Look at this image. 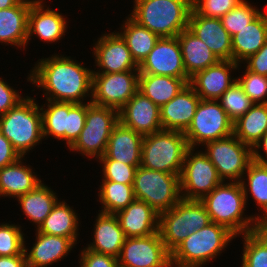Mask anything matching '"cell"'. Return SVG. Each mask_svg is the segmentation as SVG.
Here are the masks:
<instances>
[{
    "label": "cell",
    "instance_id": "obj_1",
    "mask_svg": "<svg viewBox=\"0 0 267 267\" xmlns=\"http://www.w3.org/2000/svg\"><path fill=\"white\" fill-rule=\"evenodd\" d=\"M31 68L27 82L40 88L46 100L85 103L92 98L93 69L73 57L54 52L48 58L38 59Z\"/></svg>",
    "mask_w": 267,
    "mask_h": 267
},
{
    "label": "cell",
    "instance_id": "obj_2",
    "mask_svg": "<svg viewBox=\"0 0 267 267\" xmlns=\"http://www.w3.org/2000/svg\"><path fill=\"white\" fill-rule=\"evenodd\" d=\"M211 222L228 228L236 236L252 232L256 223L254 214L245 215L246 201L241 182L222 181L201 200Z\"/></svg>",
    "mask_w": 267,
    "mask_h": 267
},
{
    "label": "cell",
    "instance_id": "obj_3",
    "mask_svg": "<svg viewBox=\"0 0 267 267\" xmlns=\"http://www.w3.org/2000/svg\"><path fill=\"white\" fill-rule=\"evenodd\" d=\"M129 16L159 37H177L188 28L192 0H133Z\"/></svg>",
    "mask_w": 267,
    "mask_h": 267
},
{
    "label": "cell",
    "instance_id": "obj_4",
    "mask_svg": "<svg viewBox=\"0 0 267 267\" xmlns=\"http://www.w3.org/2000/svg\"><path fill=\"white\" fill-rule=\"evenodd\" d=\"M236 237L225 226L211 222L189 234L171 252V264L180 267H204L213 262L214 258L216 260Z\"/></svg>",
    "mask_w": 267,
    "mask_h": 267
},
{
    "label": "cell",
    "instance_id": "obj_5",
    "mask_svg": "<svg viewBox=\"0 0 267 267\" xmlns=\"http://www.w3.org/2000/svg\"><path fill=\"white\" fill-rule=\"evenodd\" d=\"M25 96L15 107L0 116V132L11 142L21 157L42 144V116L37 100Z\"/></svg>",
    "mask_w": 267,
    "mask_h": 267
},
{
    "label": "cell",
    "instance_id": "obj_6",
    "mask_svg": "<svg viewBox=\"0 0 267 267\" xmlns=\"http://www.w3.org/2000/svg\"><path fill=\"white\" fill-rule=\"evenodd\" d=\"M189 145L184 132L160 130L145 135L142 140L143 168L180 175Z\"/></svg>",
    "mask_w": 267,
    "mask_h": 267
},
{
    "label": "cell",
    "instance_id": "obj_7",
    "mask_svg": "<svg viewBox=\"0 0 267 267\" xmlns=\"http://www.w3.org/2000/svg\"><path fill=\"white\" fill-rule=\"evenodd\" d=\"M211 223L200 200L181 199L173 208L159 214V233L171 253L189 234Z\"/></svg>",
    "mask_w": 267,
    "mask_h": 267
},
{
    "label": "cell",
    "instance_id": "obj_8",
    "mask_svg": "<svg viewBox=\"0 0 267 267\" xmlns=\"http://www.w3.org/2000/svg\"><path fill=\"white\" fill-rule=\"evenodd\" d=\"M87 101L84 128L78 139L69 148L70 152L83 155V158L98 159L106 152L108 140L113 127L119 122L118 111L95 105L91 99Z\"/></svg>",
    "mask_w": 267,
    "mask_h": 267
},
{
    "label": "cell",
    "instance_id": "obj_9",
    "mask_svg": "<svg viewBox=\"0 0 267 267\" xmlns=\"http://www.w3.org/2000/svg\"><path fill=\"white\" fill-rule=\"evenodd\" d=\"M46 107V108H45ZM43 138L54 137L65 141L69 149L84 128L87 102L72 103L45 100L40 105Z\"/></svg>",
    "mask_w": 267,
    "mask_h": 267
},
{
    "label": "cell",
    "instance_id": "obj_10",
    "mask_svg": "<svg viewBox=\"0 0 267 267\" xmlns=\"http://www.w3.org/2000/svg\"><path fill=\"white\" fill-rule=\"evenodd\" d=\"M133 189L135 198L149 204L159 214L173 208L181 199L180 175L138 166Z\"/></svg>",
    "mask_w": 267,
    "mask_h": 267
},
{
    "label": "cell",
    "instance_id": "obj_11",
    "mask_svg": "<svg viewBox=\"0 0 267 267\" xmlns=\"http://www.w3.org/2000/svg\"><path fill=\"white\" fill-rule=\"evenodd\" d=\"M201 149L215 166L222 181L240 182L252 161V148L234 134L208 142Z\"/></svg>",
    "mask_w": 267,
    "mask_h": 267
},
{
    "label": "cell",
    "instance_id": "obj_12",
    "mask_svg": "<svg viewBox=\"0 0 267 267\" xmlns=\"http://www.w3.org/2000/svg\"><path fill=\"white\" fill-rule=\"evenodd\" d=\"M233 134V121L217 100H200L193 120L184 136L189 148H199L204 144ZM198 146V147H197Z\"/></svg>",
    "mask_w": 267,
    "mask_h": 267
},
{
    "label": "cell",
    "instance_id": "obj_13",
    "mask_svg": "<svg viewBox=\"0 0 267 267\" xmlns=\"http://www.w3.org/2000/svg\"><path fill=\"white\" fill-rule=\"evenodd\" d=\"M221 182L215 166L203 151L189 148L180 174L181 197L186 200H201Z\"/></svg>",
    "mask_w": 267,
    "mask_h": 267
},
{
    "label": "cell",
    "instance_id": "obj_14",
    "mask_svg": "<svg viewBox=\"0 0 267 267\" xmlns=\"http://www.w3.org/2000/svg\"><path fill=\"white\" fill-rule=\"evenodd\" d=\"M139 71L92 74L91 102L119 111L138 92Z\"/></svg>",
    "mask_w": 267,
    "mask_h": 267
},
{
    "label": "cell",
    "instance_id": "obj_15",
    "mask_svg": "<svg viewBox=\"0 0 267 267\" xmlns=\"http://www.w3.org/2000/svg\"><path fill=\"white\" fill-rule=\"evenodd\" d=\"M122 267H167L171 253L166 249L160 233L126 238L118 257Z\"/></svg>",
    "mask_w": 267,
    "mask_h": 267
},
{
    "label": "cell",
    "instance_id": "obj_16",
    "mask_svg": "<svg viewBox=\"0 0 267 267\" xmlns=\"http://www.w3.org/2000/svg\"><path fill=\"white\" fill-rule=\"evenodd\" d=\"M93 43L91 51L97 66L93 73H116L139 71V65L133 59L122 36L114 31L102 34ZM96 70V71H95Z\"/></svg>",
    "mask_w": 267,
    "mask_h": 267
},
{
    "label": "cell",
    "instance_id": "obj_17",
    "mask_svg": "<svg viewBox=\"0 0 267 267\" xmlns=\"http://www.w3.org/2000/svg\"><path fill=\"white\" fill-rule=\"evenodd\" d=\"M139 73L190 79L183 64L178 38L160 37L139 65Z\"/></svg>",
    "mask_w": 267,
    "mask_h": 267
},
{
    "label": "cell",
    "instance_id": "obj_18",
    "mask_svg": "<svg viewBox=\"0 0 267 267\" xmlns=\"http://www.w3.org/2000/svg\"><path fill=\"white\" fill-rule=\"evenodd\" d=\"M242 65L233 60H219L216 64L197 72L190 78L189 84L202 100H218L229 89L237 77L231 74Z\"/></svg>",
    "mask_w": 267,
    "mask_h": 267
},
{
    "label": "cell",
    "instance_id": "obj_19",
    "mask_svg": "<svg viewBox=\"0 0 267 267\" xmlns=\"http://www.w3.org/2000/svg\"><path fill=\"white\" fill-rule=\"evenodd\" d=\"M44 0H35L28 14L27 45L36 36L40 41L52 44L65 37L68 25L66 16L50 9ZM32 37V38H31Z\"/></svg>",
    "mask_w": 267,
    "mask_h": 267
},
{
    "label": "cell",
    "instance_id": "obj_20",
    "mask_svg": "<svg viewBox=\"0 0 267 267\" xmlns=\"http://www.w3.org/2000/svg\"><path fill=\"white\" fill-rule=\"evenodd\" d=\"M118 118L143 136L162 130L160 108L139 91L118 111Z\"/></svg>",
    "mask_w": 267,
    "mask_h": 267
},
{
    "label": "cell",
    "instance_id": "obj_21",
    "mask_svg": "<svg viewBox=\"0 0 267 267\" xmlns=\"http://www.w3.org/2000/svg\"><path fill=\"white\" fill-rule=\"evenodd\" d=\"M188 29L203 41L219 60H232V37L221 19L209 18L191 10Z\"/></svg>",
    "mask_w": 267,
    "mask_h": 267
},
{
    "label": "cell",
    "instance_id": "obj_22",
    "mask_svg": "<svg viewBox=\"0 0 267 267\" xmlns=\"http://www.w3.org/2000/svg\"><path fill=\"white\" fill-rule=\"evenodd\" d=\"M36 239L31 249L26 247L24 241V253L26 256L27 267H47L58 263L69 252L76 248V244L63 236L48 235L35 230Z\"/></svg>",
    "mask_w": 267,
    "mask_h": 267
},
{
    "label": "cell",
    "instance_id": "obj_23",
    "mask_svg": "<svg viewBox=\"0 0 267 267\" xmlns=\"http://www.w3.org/2000/svg\"><path fill=\"white\" fill-rule=\"evenodd\" d=\"M200 100L188 83L174 98L160 108L162 129L185 132L193 120Z\"/></svg>",
    "mask_w": 267,
    "mask_h": 267
},
{
    "label": "cell",
    "instance_id": "obj_24",
    "mask_svg": "<svg viewBox=\"0 0 267 267\" xmlns=\"http://www.w3.org/2000/svg\"><path fill=\"white\" fill-rule=\"evenodd\" d=\"M114 215L126 238L148 236L159 232V213L144 201L135 199Z\"/></svg>",
    "mask_w": 267,
    "mask_h": 267
},
{
    "label": "cell",
    "instance_id": "obj_25",
    "mask_svg": "<svg viewBox=\"0 0 267 267\" xmlns=\"http://www.w3.org/2000/svg\"><path fill=\"white\" fill-rule=\"evenodd\" d=\"M35 0H21L16 6L0 10V43L26 50L28 14Z\"/></svg>",
    "mask_w": 267,
    "mask_h": 267
},
{
    "label": "cell",
    "instance_id": "obj_26",
    "mask_svg": "<svg viewBox=\"0 0 267 267\" xmlns=\"http://www.w3.org/2000/svg\"><path fill=\"white\" fill-rule=\"evenodd\" d=\"M143 137L118 122L112 129L105 155L126 165L140 166Z\"/></svg>",
    "mask_w": 267,
    "mask_h": 267
},
{
    "label": "cell",
    "instance_id": "obj_27",
    "mask_svg": "<svg viewBox=\"0 0 267 267\" xmlns=\"http://www.w3.org/2000/svg\"><path fill=\"white\" fill-rule=\"evenodd\" d=\"M93 227V242L86 248L101 254L118 258L126 236L114 214L99 212Z\"/></svg>",
    "mask_w": 267,
    "mask_h": 267
},
{
    "label": "cell",
    "instance_id": "obj_28",
    "mask_svg": "<svg viewBox=\"0 0 267 267\" xmlns=\"http://www.w3.org/2000/svg\"><path fill=\"white\" fill-rule=\"evenodd\" d=\"M25 157L0 169V198H18L43 182L32 166L24 163ZM23 161V162H22Z\"/></svg>",
    "mask_w": 267,
    "mask_h": 267
},
{
    "label": "cell",
    "instance_id": "obj_29",
    "mask_svg": "<svg viewBox=\"0 0 267 267\" xmlns=\"http://www.w3.org/2000/svg\"><path fill=\"white\" fill-rule=\"evenodd\" d=\"M267 40V12H261L252 22L232 37V60L242 64L257 53Z\"/></svg>",
    "mask_w": 267,
    "mask_h": 267
},
{
    "label": "cell",
    "instance_id": "obj_30",
    "mask_svg": "<svg viewBox=\"0 0 267 267\" xmlns=\"http://www.w3.org/2000/svg\"><path fill=\"white\" fill-rule=\"evenodd\" d=\"M177 38L186 74L189 78L219 61L209 47L188 28L184 29Z\"/></svg>",
    "mask_w": 267,
    "mask_h": 267
},
{
    "label": "cell",
    "instance_id": "obj_31",
    "mask_svg": "<svg viewBox=\"0 0 267 267\" xmlns=\"http://www.w3.org/2000/svg\"><path fill=\"white\" fill-rule=\"evenodd\" d=\"M60 200L61 198L36 230L48 235L70 238L77 245L80 236L78 213L65 200Z\"/></svg>",
    "mask_w": 267,
    "mask_h": 267
},
{
    "label": "cell",
    "instance_id": "obj_32",
    "mask_svg": "<svg viewBox=\"0 0 267 267\" xmlns=\"http://www.w3.org/2000/svg\"><path fill=\"white\" fill-rule=\"evenodd\" d=\"M189 82L190 79L139 74L138 91L161 108L174 98Z\"/></svg>",
    "mask_w": 267,
    "mask_h": 267
},
{
    "label": "cell",
    "instance_id": "obj_33",
    "mask_svg": "<svg viewBox=\"0 0 267 267\" xmlns=\"http://www.w3.org/2000/svg\"><path fill=\"white\" fill-rule=\"evenodd\" d=\"M57 193L44 184L17 198L23 214L37 229L58 202Z\"/></svg>",
    "mask_w": 267,
    "mask_h": 267
},
{
    "label": "cell",
    "instance_id": "obj_34",
    "mask_svg": "<svg viewBox=\"0 0 267 267\" xmlns=\"http://www.w3.org/2000/svg\"><path fill=\"white\" fill-rule=\"evenodd\" d=\"M240 182L244 191L246 205L250 195L258 209L260 207L258 214L255 213L254 218L256 220H264L267 217V164L252 160Z\"/></svg>",
    "mask_w": 267,
    "mask_h": 267
},
{
    "label": "cell",
    "instance_id": "obj_35",
    "mask_svg": "<svg viewBox=\"0 0 267 267\" xmlns=\"http://www.w3.org/2000/svg\"><path fill=\"white\" fill-rule=\"evenodd\" d=\"M267 132V103L254 104L233 122V134L251 148Z\"/></svg>",
    "mask_w": 267,
    "mask_h": 267
},
{
    "label": "cell",
    "instance_id": "obj_36",
    "mask_svg": "<svg viewBox=\"0 0 267 267\" xmlns=\"http://www.w3.org/2000/svg\"><path fill=\"white\" fill-rule=\"evenodd\" d=\"M118 33L125 40L133 59L138 65L148 56L160 38L149 29L140 26L129 15L121 24Z\"/></svg>",
    "mask_w": 267,
    "mask_h": 267
},
{
    "label": "cell",
    "instance_id": "obj_37",
    "mask_svg": "<svg viewBox=\"0 0 267 267\" xmlns=\"http://www.w3.org/2000/svg\"><path fill=\"white\" fill-rule=\"evenodd\" d=\"M98 188V202L101 210L98 212L115 214L126 208L135 198L133 185L116 183L113 181H102Z\"/></svg>",
    "mask_w": 267,
    "mask_h": 267
},
{
    "label": "cell",
    "instance_id": "obj_38",
    "mask_svg": "<svg viewBox=\"0 0 267 267\" xmlns=\"http://www.w3.org/2000/svg\"><path fill=\"white\" fill-rule=\"evenodd\" d=\"M217 101L233 122L243 116L254 105V102L246 95L237 81Z\"/></svg>",
    "mask_w": 267,
    "mask_h": 267
},
{
    "label": "cell",
    "instance_id": "obj_39",
    "mask_svg": "<svg viewBox=\"0 0 267 267\" xmlns=\"http://www.w3.org/2000/svg\"><path fill=\"white\" fill-rule=\"evenodd\" d=\"M261 12L262 10L258 9L257 6L252 5L248 0H244L220 19L223 27L233 37L252 22Z\"/></svg>",
    "mask_w": 267,
    "mask_h": 267
},
{
    "label": "cell",
    "instance_id": "obj_40",
    "mask_svg": "<svg viewBox=\"0 0 267 267\" xmlns=\"http://www.w3.org/2000/svg\"><path fill=\"white\" fill-rule=\"evenodd\" d=\"M20 224L0 223V256L25 255V233Z\"/></svg>",
    "mask_w": 267,
    "mask_h": 267
},
{
    "label": "cell",
    "instance_id": "obj_41",
    "mask_svg": "<svg viewBox=\"0 0 267 267\" xmlns=\"http://www.w3.org/2000/svg\"><path fill=\"white\" fill-rule=\"evenodd\" d=\"M243 252L240 267H267V247L253 233H245L242 236Z\"/></svg>",
    "mask_w": 267,
    "mask_h": 267
},
{
    "label": "cell",
    "instance_id": "obj_42",
    "mask_svg": "<svg viewBox=\"0 0 267 267\" xmlns=\"http://www.w3.org/2000/svg\"><path fill=\"white\" fill-rule=\"evenodd\" d=\"M99 160V161H98ZM96 160L101 164V181H113L126 185H133L138 166L126 165L116 160L109 159L105 154Z\"/></svg>",
    "mask_w": 267,
    "mask_h": 267
},
{
    "label": "cell",
    "instance_id": "obj_43",
    "mask_svg": "<svg viewBox=\"0 0 267 267\" xmlns=\"http://www.w3.org/2000/svg\"><path fill=\"white\" fill-rule=\"evenodd\" d=\"M244 70L241 76H237V82L246 95L254 104L267 103V76L248 71L246 68Z\"/></svg>",
    "mask_w": 267,
    "mask_h": 267
},
{
    "label": "cell",
    "instance_id": "obj_44",
    "mask_svg": "<svg viewBox=\"0 0 267 267\" xmlns=\"http://www.w3.org/2000/svg\"><path fill=\"white\" fill-rule=\"evenodd\" d=\"M244 0H192V9L209 18H221Z\"/></svg>",
    "mask_w": 267,
    "mask_h": 267
},
{
    "label": "cell",
    "instance_id": "obj_45",
    "mask_svg": "<svg viewBox=\"0 0 267 267\" xmlns=\"http://www.w3.org/2000/svg\"><path fill=\"white\" fill-rule=\"evenodd\" d=\"M79 261L85 267H119L118 258L87 249L80 250Z\"/></svg>",
    "mask_w": 267,
    "mask_h": 267
},
{
    "label": "cell",
    "instance_id": "obj_46",
    "mask_svg": "<svg viewBox=\"0 0 267 267\" xmlns=\"http://www.w3.org/2000/svg\"><path fill=\"white\" fill-rule=\"evenodd\" d=\"M5 81L3 77H0V116L6 114L25 98L21 91L14 89Z\"/></svg>",
    "mask_w": 267,
    "mask_h": 267
},
{
    "label": "cell",
    "instance_id": "obj_47",
    "mask_svg": "<svg viewBox=\"0 0 267 267\" xmlns=\"http://www.w3.org/2000/svg\"><path fill=\"white\" fill-rule=\"evenodd\" d=\"M242 64L248 71L267 76V40L260 50Z\"/></svg>",
    "mask_w": 267,
    "mask_h": 267
},
{
    "label": "cell",
    "instance_id": "obj_48",
    "mask_svg": "<svg viewBox=\"0 0 267 267\" xmlns=\"http://www.w3.org/2000/svg\"><path fill=\"white\" fill-rule=\"evenodd\" d=\"M20 154L15 150L11 142L0 132V169L14 163Z\"/></svg>",
    "mask_w": 267,
    "mask_h": 267
},
{
    "label": "cell",
    "instance_id": "obj_49",
    "mask_svg": "<svg viewBox=\"0 0 267 267\" xmlns=\"http://www.w3.org/2000/svg\"><path fill=\"white\" fill-rule=\"evenodd\" d=\"M252 160L261 164H267V132L252 147Z\"/></svg>",
    "mask_w": 267,
    "mask_h": 267
},
{
    "label": "cell",
    "instance_id": "obj_50",
    "mask_svg": "<svg viewBox=\"0 0 267 267\" xmlns=\"http://www.w3.org/2000/svg\"><path fill=\"white\" fill-rule=\"evenodd\" d=\"M0 267H27L26 256H0Z\"/></svg>",
    "mask_w": 267,
    "mask_h": 267
},
{
    "label": "cell",
    "instance_id": "obj_51",
    "mask_svg": "<svg viewBox=\"0 0 267 267\" xmlns=\"http://www.w3.org/2000/svg\"><path fill=\"white\" fill-rule=\"evenodd\" d=\"M252 232L264 243L267 247V223L264 220H256Z\"/></svg>",
    "mask_w": 267,
    "mask_h": 267
},
{
    "label": "cell",
    "instance_id": "obj_52",
    "mask_svg": "<svg viewBox=\"0 0 267 267\" xmlns=\"http://www.w3.org/2000/svg\"><path fill=\"white\" fill-rule=\"evenodd\" d=\"M21 0H0V10L16 6Z\"/></svg>",
    "mask_w": 267,
    "mask_h": 267
},
{
    "label": "cell",
    "instance_id": "obj_53",
    "mask_svg": "<svg viewBox=\"0 0 267 267\" xmlns=\"http://www.w3.org/2000/svg\"><path fill=\"white\" fill-rule=\"evenodd\" d=\"M167 267H180V266H176L170 263Z\"/></svg>",
    "mask_w": 267,
    "mask_h": 267
},
{
    "label": "cell",
    "instance_id": "obj_54",
    "mask_svg": "<svg viewBox=\"0 0 267 267\" xmlns=\"http://www.w3.org/2000/svg\"><path fill=\"white\" fill-rule=\"evenodd\" d=\"M79 266L78 267H85L80 261H78Z\"/></svg>",
    "mask_w": 267,
    "mask_h": 267
}]
</instances>
